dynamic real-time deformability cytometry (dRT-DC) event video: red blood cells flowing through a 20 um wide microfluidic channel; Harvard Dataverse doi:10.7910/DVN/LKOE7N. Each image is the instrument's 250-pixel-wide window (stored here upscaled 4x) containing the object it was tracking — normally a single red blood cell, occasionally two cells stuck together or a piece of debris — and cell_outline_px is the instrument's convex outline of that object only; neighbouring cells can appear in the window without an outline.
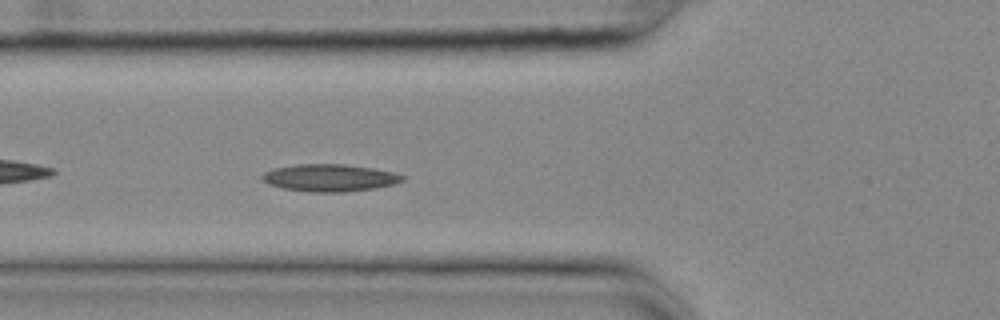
{"species": "common noctule bat (a hibernating species)", "species_latin": "Nyctalus noctula", "temperature_condition": "cold", "stored_images_in_passage": 41, "camera_frame_rate_fps": 3000, "um_per_image_px": 0.085, "animal": {"sex": "female", "body_mass_g": 25.1}, "frame": {"image": 1, "passage_image": 6, "time_ms": 1.667, "image_size_px": [1000, 320], "cell_outline_px": [[404, 180], [392, 184], [376, 188], [344, 192], [312, 192], [284, 188], [268, 184], [260, 176], [264, 172], [276, 168], [296, 164], [344, 164], [372, 168], [392, 172], [404, 176]], "centroid_in_image_um": [28.01, 15.11], "position_along_channel_um": 97.8, "area_um2": 22.08}}
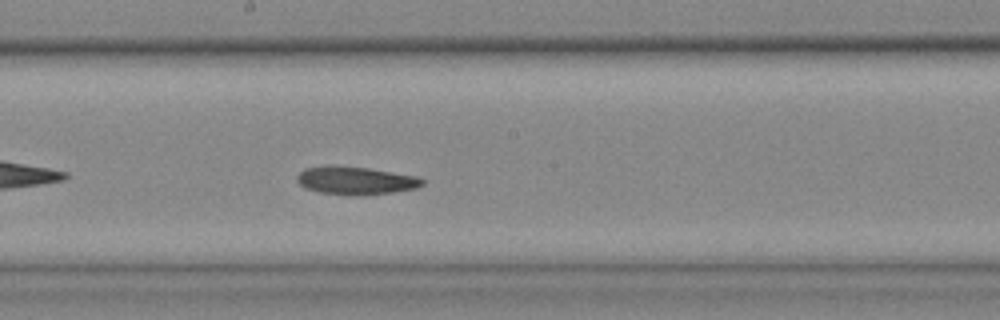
{"frame": {"image": 2, "passage_image": 16, "time_ms": 5.0, "image_size_px": [1000, 320], "cell_outline_px": [[424, 184], [416, 188], [392, 192], [364, 196], [356, 196], [320, 192], [304, 188], [296, 180], [296, 176], [304, 168], [328, 164], [332, 164], [368, 168], [416, 176], [424, 180]], "centroid_in_image_um": [30.18, 15.34], "position_along_channel_um": 218.0, "area_um2": 20.75}}
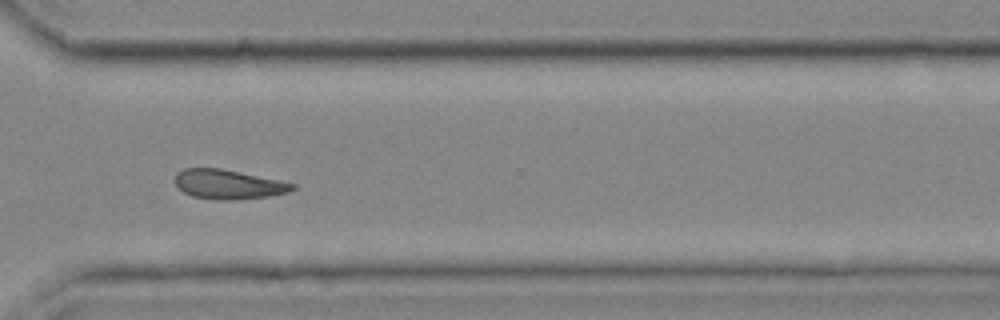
{"frame": {"image": 3, "passage_image": 27, "time_ms": 8.667, "image_size_px": [1000, 320], "cell_outline_px": [[296, 188], [288, 192], [268, 196], [232, 200], [216, 200], [192, 196], [184, 192], [176, 184], [176, 172], [184, 168], [220, 168], [280, 180], [296, 184]], "centroid_in_image_um": [19.41, 15.67], "position_along_channel_um": 351.2, "area_um2": 20.06}}